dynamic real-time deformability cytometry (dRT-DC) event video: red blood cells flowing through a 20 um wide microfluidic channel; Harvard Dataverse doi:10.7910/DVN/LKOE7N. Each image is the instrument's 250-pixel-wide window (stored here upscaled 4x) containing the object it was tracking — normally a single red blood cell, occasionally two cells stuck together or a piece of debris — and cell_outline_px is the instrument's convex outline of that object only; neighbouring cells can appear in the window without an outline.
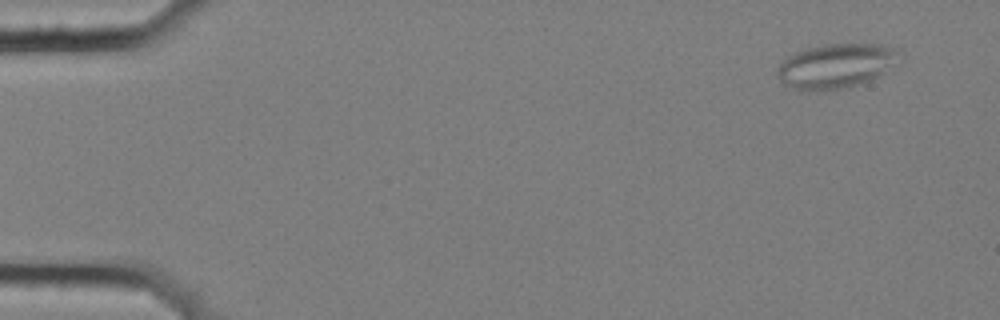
{"species": "common noctule bat (a hibernating species)", "species_latin": "Nyctalus noctula", "temperature_condition": "cold", "stored_images_in_passage": 5, "camera_frame_rate_fps": 3000, "um_per_image_px": 0.085, "animal": {"sex": "female", "body_mass_g": 25.1}, "frame": {"image": 1, "passage_image": 1, "time_ms": 0.0, "image_size_px": [1000, 320], "cell_outline_px": [[904, 56], [872, 80], [840, 88], [800, 92], [792, 88], [780, 80], [776, 76], [776, 68], [788, 56], [804, 48], [820, 44], [888, 44], [900, 48], [904, 52]], "centroid_in_image_um": [71.08, 5.57], "position_along_channel_um": 13.9, "area_um2": 32.14}}